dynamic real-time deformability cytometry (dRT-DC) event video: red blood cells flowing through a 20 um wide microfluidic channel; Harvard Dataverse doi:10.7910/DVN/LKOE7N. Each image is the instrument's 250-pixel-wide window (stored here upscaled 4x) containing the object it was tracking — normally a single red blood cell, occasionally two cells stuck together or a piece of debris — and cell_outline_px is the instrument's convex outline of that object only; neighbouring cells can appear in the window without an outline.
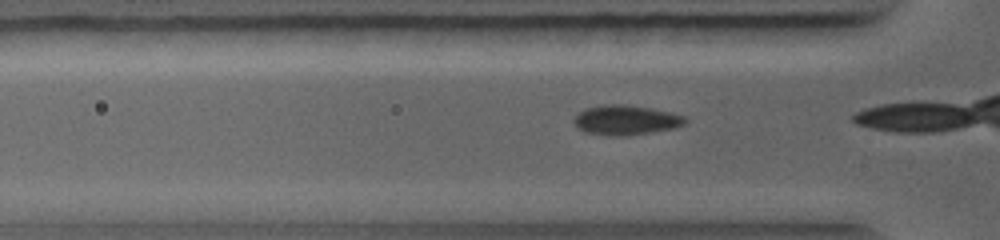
{"species": "common noctule bat (a hibernating species)", "species_latin": "Nyctalus noctula", "temperature_condition": "warm", "stored_images_in_passage": 8, "camera_frame_rate_fps": 5000, "um_per_image_px": 0.085, "animal": {"sex": "female", "body_mass_g": 19.0, "forearm_length_mm": 56.7}, "frame": {"image": 1, "passage_image": 4, "time_ms": 0.6, "image_size_px": [1000, 240], "cell_outline_px": [[688, 120], [684, 124], [672, 128], [648, 132], [620, 136], [608, 136], [584, 132], [576, 128], [572, 120], [584, 108], [604, 104], [620, 104], [652, 108], [684, 116]], "centroid_in_image_um": [53.12, 10.2], "position_along_channel_um": 72.7, "area_um2": 19.19}}